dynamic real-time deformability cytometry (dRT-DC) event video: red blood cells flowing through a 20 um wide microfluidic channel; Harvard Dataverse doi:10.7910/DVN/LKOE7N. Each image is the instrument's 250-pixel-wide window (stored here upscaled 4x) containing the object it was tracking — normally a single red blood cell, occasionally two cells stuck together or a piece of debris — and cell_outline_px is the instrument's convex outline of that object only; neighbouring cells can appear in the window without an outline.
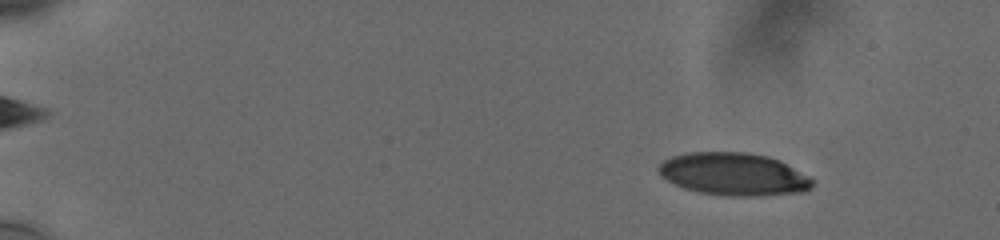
{"species": "human", "species_latin": "Homo sapiens", "temperature_condition": "cold", "stored_images_in_passage": 29, "camera_frame_rate_fps": 3000, "um_per_image_px": 0.085, "donor": {"sex": "male"}, "frame": {"image": 1, "passage_image": 10, "time_ms": 2.333, "image_size_px": [1000, 240], "cell_outline_px": [[812, 184], [804, 192], [760, 196], [732, 196], [704, 192], [684, 188], [668, 180], [656, 168], [664, 160], [672, 156], [688, 152], [748, 152], [768, 156], [780, 160], [808, 176], [812, 180]], "centroid_in_image_um": [62.38, 14.79], "position_along_channel_um": 22.6, "area_um2": 37.86}}
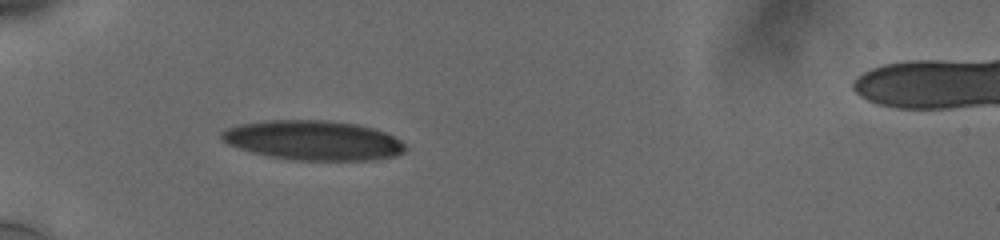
{"frame": {"image": 2, "passage_image": 28, "time_ms": 6.333, "image_size_px": [1000, 240], "cell_outline_px": [[408, 148], [404, 152], [396, 156], [376, 160], [292, 160], [268, 156], [252, 152], [228, 144], [220, 136], [220, 132], [236, 124], [264, 120], [328, 120], [356, 124], [372, 128], [384, 132], [400, 140]], "centroid_in_image_um": [26.63, 11.93], "position_along_channel_um": 58.4, "area_um2": 42.6}}